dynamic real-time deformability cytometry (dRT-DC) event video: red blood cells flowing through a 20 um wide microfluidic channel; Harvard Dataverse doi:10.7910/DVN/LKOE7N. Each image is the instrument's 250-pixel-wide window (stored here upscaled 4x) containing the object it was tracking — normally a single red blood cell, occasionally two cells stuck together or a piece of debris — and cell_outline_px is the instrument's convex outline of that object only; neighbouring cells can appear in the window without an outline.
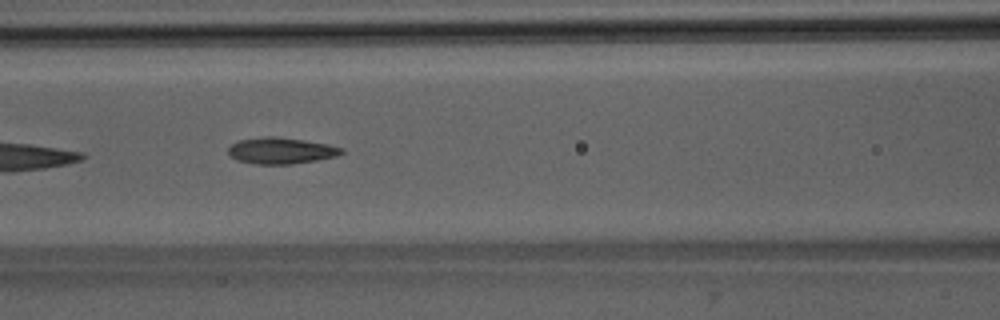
{"species": "Egyptian fruit bat (a non-hibernating species)", "species_latin": "Rousettus aegyptiacus", "temperature_condition": "room temperature", "stored_images_in_passage": 6, "camera_frame_rate_fps": 3000, "um_per_image_px": 0.085, "animal": {"sex": "male"}, "frame": {"image": 1, "passage_image": 4, "time_ms": 3.333, "image_size_px": [1000, 320], "cell_outline_px": [[344, 152], [336, 156], [316, 160], [292, 164], [256, 164], [236, 160], [228, 152], [228, 148], [232, 144], [240, 140], [264, 136], [276, 136], [304, 140], [328, 144], [344, 148]], "centroid_in_image_um": [23.9, 12.8], "position_along_channel_um": 142.7, "area_um2": 17.34}}